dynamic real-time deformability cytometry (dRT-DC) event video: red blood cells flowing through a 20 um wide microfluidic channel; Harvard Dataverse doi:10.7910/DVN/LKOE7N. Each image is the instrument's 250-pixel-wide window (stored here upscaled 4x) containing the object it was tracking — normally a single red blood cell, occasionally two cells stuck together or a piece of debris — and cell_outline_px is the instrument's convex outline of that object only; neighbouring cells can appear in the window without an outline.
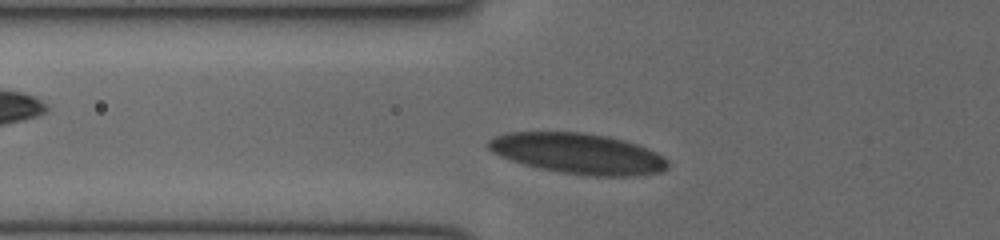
{"species": "human", "species_latin": "Homo sapiens", "temperature_condition": "cold", "stored_images_in_passage": 29, "camera_frame_rate_fps": 3000, "um_per_image_px": 0.085, "donor": {"sex": "female"}, "frame": {"image": 1, "passage_image": 4, "time_ms": 1.0, "image_size_px": [1000, 240], "cell_outline_px": [[668, 168], [660, 172], [632, 176], [592, 176], [560, 172], [540, 168], [524, 164], [500, 156], [492, 152], [484, 144], [488, 140], [496, 136], [508, 132], [584, 132], [608, 136], [624, 140], [648, 148], [664, 156], [668, 160]], "centroid_in_image_um": [49.14, 13.04], "position_along_channel_um": 76.7, "area_um2": 42.6}}
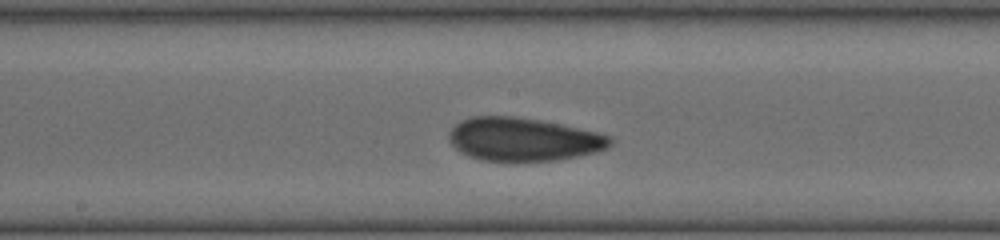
{"frame": {"image": 2, "passage_image": 13, "time_ms": 4.0, "image_size_px": [1000, 240], "cell_outline_px": [[612, 144], [608, 148], [596, 152], [556, 160], [480, 160], [468, 156], [460, 152], [448, 140], [448, 132], [460, 120], [472, 116], [512, 116], [540, 120], [560, 124], [596, 132], [612, 136]], "centroid_in_image_um": [44.46, 11.83], "position_along_channel_um": 203.7, "area_um2": 40.46}}
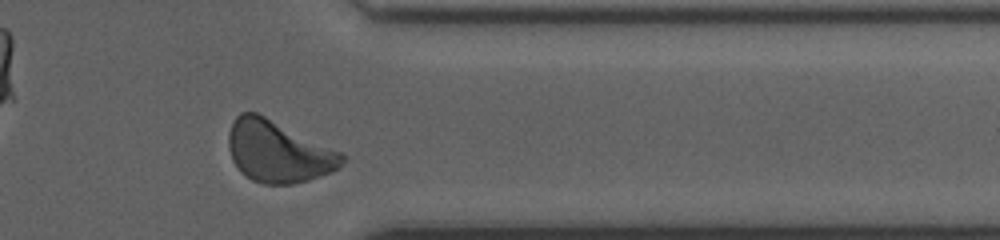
{"frame": {"image": 3, "passage_image": 26, "time_ms": 8.333, "image_size_px": [1000, 240], "cell_outline_px": [[348, 156], [332, 172], [308, 180], [292, 184], [264, 184], [252, 180], [232, 160], [228, 144], [228, 132], [236, 116], [240, 112], [256, 112], [344, 152]], "centroid_in_image_um": [23.68, 12.87], "position_along_channel_um": 387.7, "area_um2": 40.69}}